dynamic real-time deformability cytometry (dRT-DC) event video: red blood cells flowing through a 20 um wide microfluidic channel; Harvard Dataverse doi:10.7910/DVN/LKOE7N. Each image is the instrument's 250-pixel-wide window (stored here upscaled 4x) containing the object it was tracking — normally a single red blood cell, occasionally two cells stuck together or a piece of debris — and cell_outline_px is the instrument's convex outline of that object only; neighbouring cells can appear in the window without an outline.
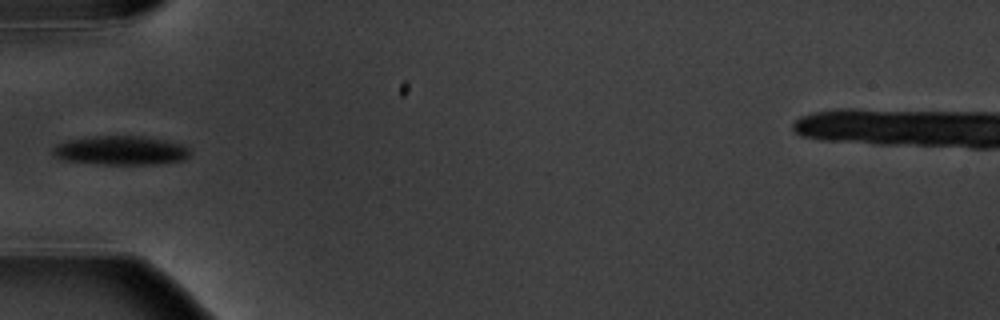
{"species": "common noctule bat (a hibernating species)", "species_latin": "Nyctalus noctula", "temperature_condition": "warm", "stored_images_in_passage": 7, "camera_frame_rate_fps": 3000, "um_per_image_px": 0.085, "animal": {"sex": "male", "body_mass_g": 20.1, "forearm_length_mm": 53.5}, "frame": {"image": 1, "passage_image": 2, "time_ms": 1.333, "image_size_px": [1000, 320], "cell_outline_px": [[192, 152], [184, 160], [156, 164], [100, 164], [64, 160], [52, 156], [52, 148], [56, 144], [68, 140], [92, 136], [144, 136], [164, 140], [180, 144], [188, 148]], "centroid_in_image_um": [10.24, 12.79], "position_along_channel_um": 74.8, "area_um2": 23.29}}
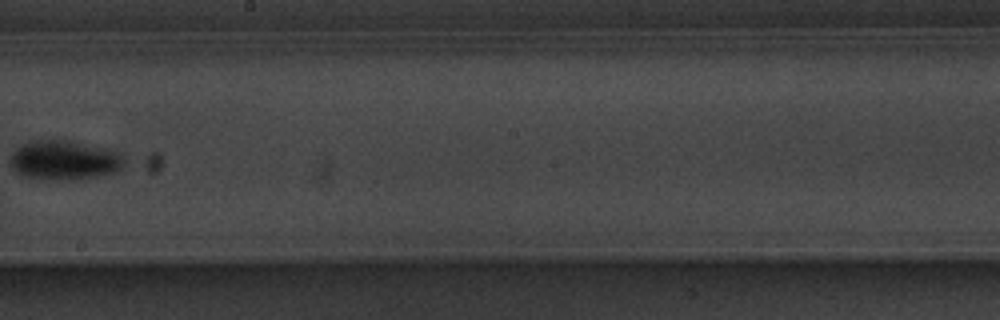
{"frame": {"image": 2, "passage_image": 6, "time_ms": 6.0, "image_size_px": [1000, 320], "cell_outline_px": [[124, 168], [108, 176], [80, 180], [76, 180], [28, 176], [12, 168], [12, 152], [16, 148], [32, 140], [72, 140], [108, 148], [124, 156]], "centroid_in_image_um": [5.6, 13.6], "position_along_channel_um": 242.6, "area_um2": 26.24}}